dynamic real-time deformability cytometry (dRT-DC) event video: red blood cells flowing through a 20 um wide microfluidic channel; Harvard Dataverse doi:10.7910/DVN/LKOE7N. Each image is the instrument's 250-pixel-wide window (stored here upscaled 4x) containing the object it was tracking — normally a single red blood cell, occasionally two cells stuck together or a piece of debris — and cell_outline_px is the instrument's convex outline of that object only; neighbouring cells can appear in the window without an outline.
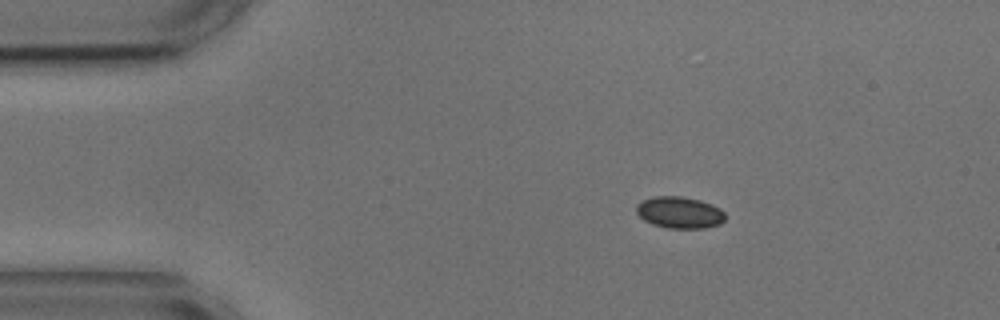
{"species": "common noctule bat (a hibernating species)", "species_latin": "Nyctalus noctula", "temperature_condition": "cold", "stored_images_in_passage": 9, "camera_frame_rate_fps": 3000, "um_per_image_px": 0.085, "animal": {"sex": "male", "body_mass_g": 17.9, "forearm_length_mm": 54.2}, "frame": {"image": 1, "passage_image": 1, "time_ms": 0.0, "image_size_px": [1000, 320], "cell_outline_px": [[724, 220], [720, 224], [704, 228], [668, 228], [652, 224], [644, 220], [636, 212], [636, 204], [644, 200], [656, 196], [680, 196], [700, 200], [712, 204], [720, 208], [724, 212]], "centroid_in_image_um": [57.76, 18.06], "position_along_channel_um": 27.2, "area_um2": 16.36}}
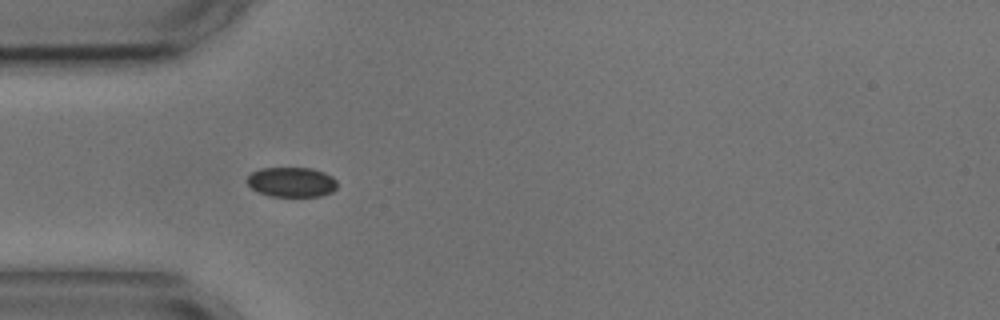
{"frame": {"image": 2, "passage_image": 3, "time_ms": 2.333, "image_size_px": [1000, 320], "cell_outline_px": [[336, 188], [332, 192], [320, 196], [268, 196], [252, 188], [244, 180], [252, 172], [260, 168], [312, 168], [324, 172], [332, 176], [336, 180]], "centroid_in_image_um": [24.77, 15.47], "position_along_channel_um": 60.2, "area_um2": 15.72}}